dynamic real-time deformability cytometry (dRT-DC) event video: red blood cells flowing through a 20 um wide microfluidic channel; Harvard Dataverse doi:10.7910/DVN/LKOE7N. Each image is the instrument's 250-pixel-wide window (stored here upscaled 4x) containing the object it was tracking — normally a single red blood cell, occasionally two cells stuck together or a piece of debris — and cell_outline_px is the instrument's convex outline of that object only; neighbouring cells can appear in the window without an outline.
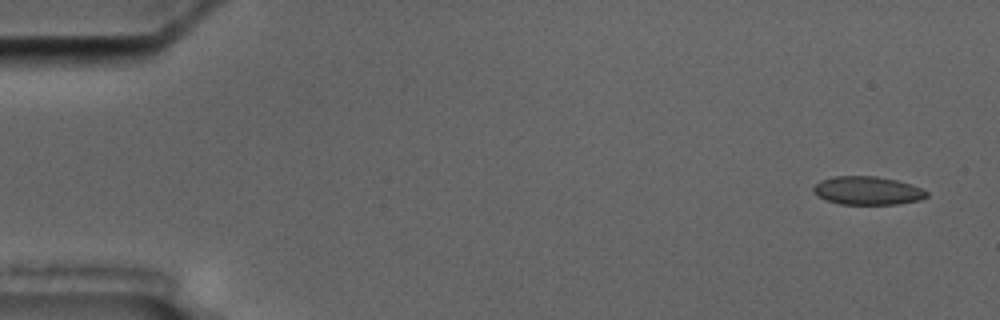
{"species": "common noctule bat (a hibernating species)", "species_latin": "Nyctalus noctula", "temperature_condition": "cold", "stored_images_in_passage": 4, "camera_frame_rate_fps": 3000, "um_per_image_px": 0.085, "animal": {"sex": "male", "body_mass_g": 17.5, "forearm_length_mm": 52.3}, "frame": {"image": 1, "passage_image": 1, "time_ms": 0.0, "image_size_px": [1000, 320], "cell_outline_px": [[928, 196], [920, 200], [896, 204], [840, 204], [824, 200], [816, 196], [812, 188], [820, 180], [832, 176], [876, 176], [896, 180], [920, 188], [928, 192]], "centroid_in_image_um": [73.68, 16.2], "position_along_channel_um": 11.3, "area_um2": 18.73}}